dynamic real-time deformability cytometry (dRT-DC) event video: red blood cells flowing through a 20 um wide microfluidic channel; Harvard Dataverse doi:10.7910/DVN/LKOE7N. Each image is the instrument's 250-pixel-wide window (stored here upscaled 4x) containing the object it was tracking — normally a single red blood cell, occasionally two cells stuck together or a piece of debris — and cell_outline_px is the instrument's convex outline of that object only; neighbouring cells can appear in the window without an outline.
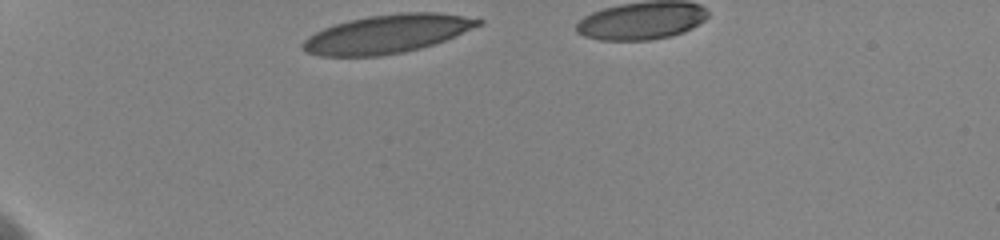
{"species": "human", "species_latin": "Homo sapiens", "temperature_condition": "cold", "stored_images_in_passage": 28, "camera_frame_rate_fps": 3000, "um_per_image_px": 0.085, "donor": {"sex": "female"}, "frame": {"image": 1, "passage_image": 1, "time_ms": 0.0, "image_size_px": [1000, 240], "cell_outline_px": [[484, 24], [444, 40], [420, 48], [404, 52], [380, 56], [320, 56], [304, 52], [300, 48], [300, 44], [308, 36], [324, 28], [348, 20], [368, 16], [400, 12], [436, 12], [484, 20]], "centroid_in_image_um": [32.86, 2.89], "position_along_channel_um": 52.1, "area_um2": 39.3}}
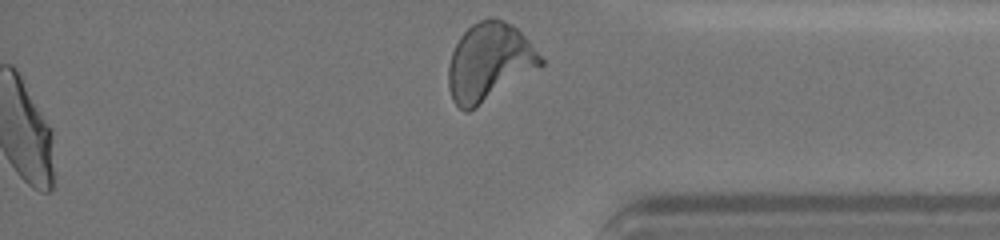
{"frame": {"image": 2, "passage_image": 28, "time_ms": 10.667, "image_size_px": [1000, 240], "cell_outline_px": [[544, 64], [476, 108], [468, 112], [464, 112], [452, 100], [448, 88], [448, 68], [452, 52], [460, 36], [472, 24], [488, 16], [492, 16], [504, 20], [512, 24], [528, 40], [544, 60]], "centroid_in_image_um": [41.56, 5.27], "position_along_channel_um": 393.6, "area_um2": 41.79}, "authors_computed_cell_mechanics": {"area_um2": 39.7375, "velocity_mm_per_s": 3.5734, "shape_relaxation_time_tau1_ms": 5.3663, "shape_relaxation_time_tau2_ms": 0.9504, "deformation_change_tau1": 0.1931, "deformation_change_tau2": 0.0932}}